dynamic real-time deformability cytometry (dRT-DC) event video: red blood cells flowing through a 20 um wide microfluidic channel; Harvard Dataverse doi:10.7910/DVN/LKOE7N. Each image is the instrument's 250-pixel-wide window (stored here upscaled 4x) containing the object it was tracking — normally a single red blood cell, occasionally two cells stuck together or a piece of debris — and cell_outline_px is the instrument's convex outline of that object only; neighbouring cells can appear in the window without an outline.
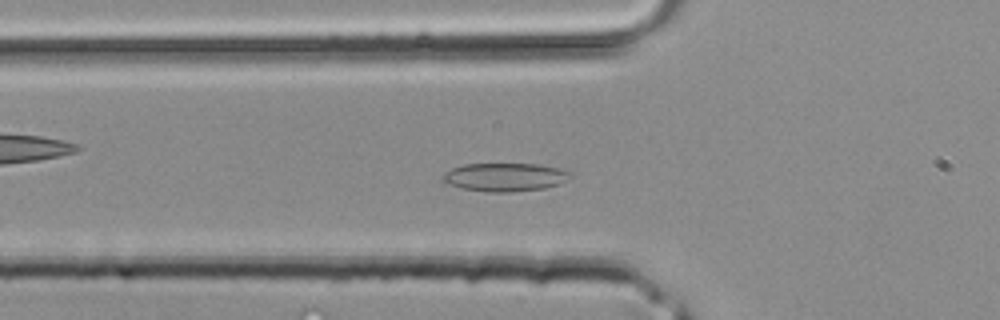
{"species": "common noctule bat (a hibernating species)", "species_latin": "Nyctalus noctula", "temperature_condition": "room temperature", "stored_images_in_passage": 38, "camera_frame_rate_fps": 3000, "um_per_image_px": 0.085, "animal": {"sex": "male", "body_mass_g": 20.4}, "frame": {"image": 1, "passage_image": 13, "time_ms": 4.0, "image_size_px": [1000, 320], "cell_outline_px": [[572, 176], [560, 184], [544, 188], [512, 192], [488, 192], [460, 188], [448, 184], [444, 180], [444, 172], [452, 168], [464, 164], [540, 164], [560, 168], [568, 172]], "centroid_in_image_um": [42.93, 15.05], "position_along_channel_um": 82.9, "area_um2": 21.04}}
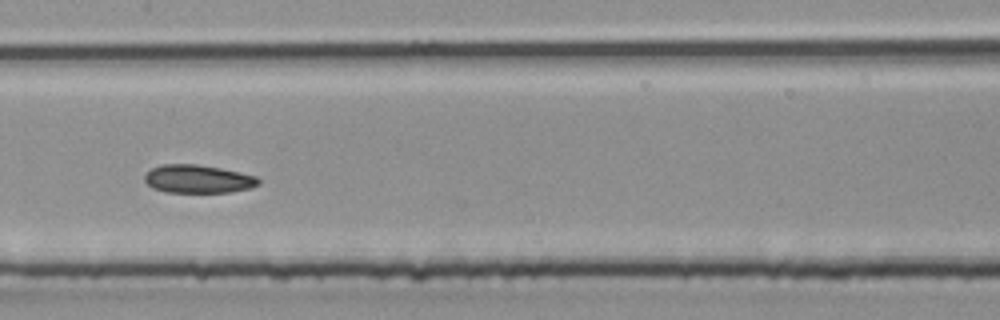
{"frame": {"image": 2, "passage_image": 19, "time_ms": 6.0, "image_size_px": [1000, 320], "cell_outline_px": [[260, 184], [248, 188], [228, 192], [164, 192], [152, 188], [144, 180], [144, 176], [152, 168], [160, 164], [196, 164], [220, 168], [240, 172], [256, 176], [260, 180]], "centroid_in_image_um": [16.81, 15.21], "position_along_channel_um": 190.6, "area_um2": 18.67}}
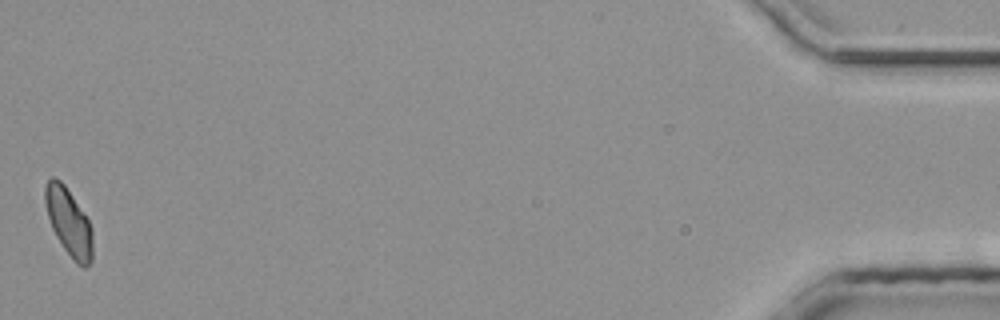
{"frame": {"image": 3, "passage_image": 38, "time_ms": 12.333, "image_size_px": [1000, 320], "cell_outline_px": [[92, 260], [84, 268], [76, 264], [64, 248], [56, 236], [52, 228], [48, 216], [44, 200], [44, 188], [48, 180], [52, 176], [60, 180], [64, 184], [88, 220], [92, 228]], "centroid_in_image_um": [5.84, 18.88], "position_along_channel_um": 429.4, "area_um2": 18.44}}